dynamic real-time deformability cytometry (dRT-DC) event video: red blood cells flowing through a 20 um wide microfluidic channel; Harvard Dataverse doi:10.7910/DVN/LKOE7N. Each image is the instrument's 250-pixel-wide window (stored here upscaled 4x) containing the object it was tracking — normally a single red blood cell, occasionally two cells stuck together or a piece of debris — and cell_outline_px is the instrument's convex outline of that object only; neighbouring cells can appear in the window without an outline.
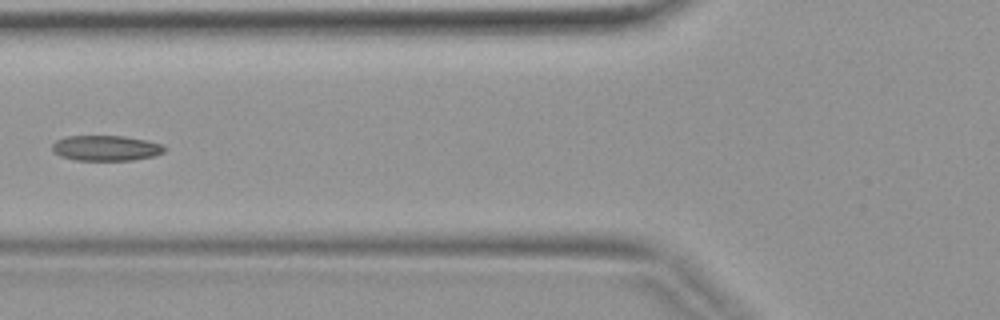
{"species": "common noctule bat (a hibernating species)", "species_latin": "Nyctalus noctula", "temperature_condition": "warm", "stored_images_in_passage": 5, "camera_frame_rate_fps": 3000, "um_per_image_px": 0.085, "animal": {"sex": "female", "body_mass_g": 19.9}, "frame": {"image": 1, "passage_image": 5, "time_ms": 1.333, "image_size_px": [1000, 320], "cell_outline_px": [[168, 148], [164, 152], [156, 156], [132, 160], [76, 160], [60, 156], [52, 152], [52, 144], [56, 140], [64, 136], [124, 136], [148, 140], [164, 144]], "centroid_in_image_um": [9.04, 12.58], "position_along_channel_um": 116.8, "area_um2": 16.94}}